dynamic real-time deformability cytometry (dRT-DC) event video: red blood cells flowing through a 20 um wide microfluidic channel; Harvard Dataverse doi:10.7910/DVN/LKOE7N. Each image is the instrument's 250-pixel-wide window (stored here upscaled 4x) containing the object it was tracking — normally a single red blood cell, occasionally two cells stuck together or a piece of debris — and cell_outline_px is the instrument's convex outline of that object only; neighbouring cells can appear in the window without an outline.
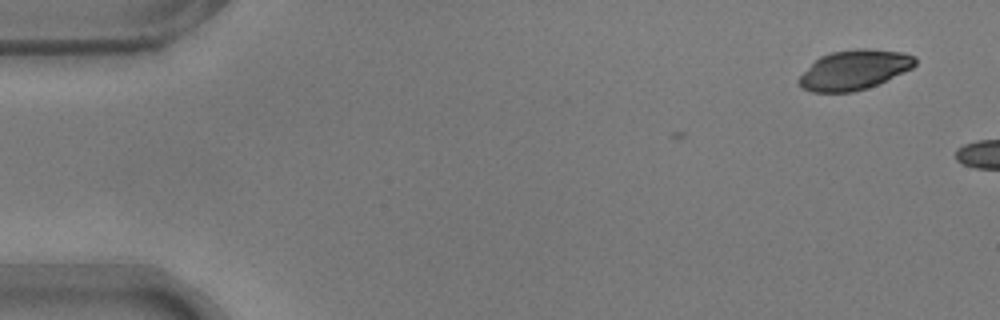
{"species": "common noctule bat (a hibernating species)", "species_latin": "Nyctalus noctula", "temperature_condition": "warm", "stored_images_in_passage": 3, "camera_frame_rate_fps": 3000, "um_per_image_px": 0.085, "animal": {"sex": "male", "body_mass_g": 17.9}, "frame": {"image": 1, "passage_image": 1, "time_ms": 0.0, "image_size_px": [1000, 320], "cell_outline_px": [[916, 64], [912, 68], [876, 84], [852, 92], [812, 92], [804, 88], [796, 80], [820, 56], [832, 52], [856, 48], [868, 48], [904, 52], [916, 56]], "centroid_in_image_um": [72.63, 5.91], "position_along_channel_um": 12.4, "area_um2": 26.59}}